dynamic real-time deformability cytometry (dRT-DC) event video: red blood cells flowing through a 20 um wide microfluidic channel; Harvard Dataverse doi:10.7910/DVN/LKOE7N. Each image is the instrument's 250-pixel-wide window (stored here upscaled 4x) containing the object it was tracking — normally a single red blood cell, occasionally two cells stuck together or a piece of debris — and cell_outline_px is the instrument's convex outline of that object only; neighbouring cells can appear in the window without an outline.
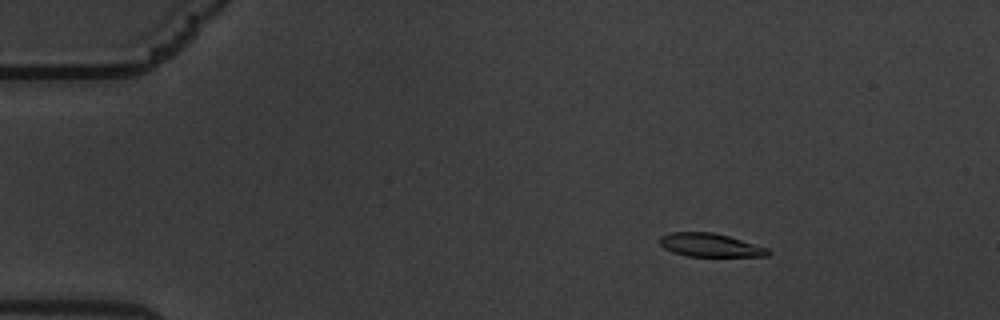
{"species": "common noctule bat (a hibernating species)", "species_latin": "Nyctalus noctula", "temperature_condition": "warm", "stored_images_in_passage": 59, "camera_frame_rate_fps": 3000, "um_per_image_px": 0.085, "animal": {"sex": "male", "body_mass_g": 19.5, "forearm_length_mm": 54.6}, "frame": {"image": 1, "passage_image": 8, "time_ms": 2.333, "image_size_px": [1000, 320], "cell_outline_px": [[772, 252], [768, 256], [684, 256], [672, 252], [664, 248], [660, 244], [660, 236], [668, 232], [712, 232], [728, 236], [768, 248]], "centroid_in_image_um": [60.34, 20.83], "position_along_channel_um": 24.7, "area_um2": 14.8}}
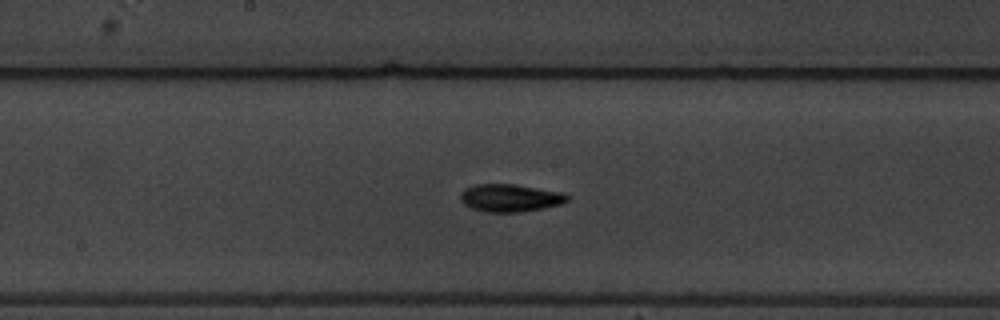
{"frame": {"image": 2, "passage_image": 31, "time_ms": 10.0, "image_size_px": [1000, 320], "cell_outline_px": [[572, 196], [568, 200], [560, 204], [544, 208], [520, 212], [484, 212], [472, 208], [464, 204], [460, 200], [460, 192], [464, 188], [472, 184], [516, 184], [564, 192]], "centroid_in_image_um": [43.36, 16.81], "position_along_channel_um": 204.8, "area_um2": 17.57}}
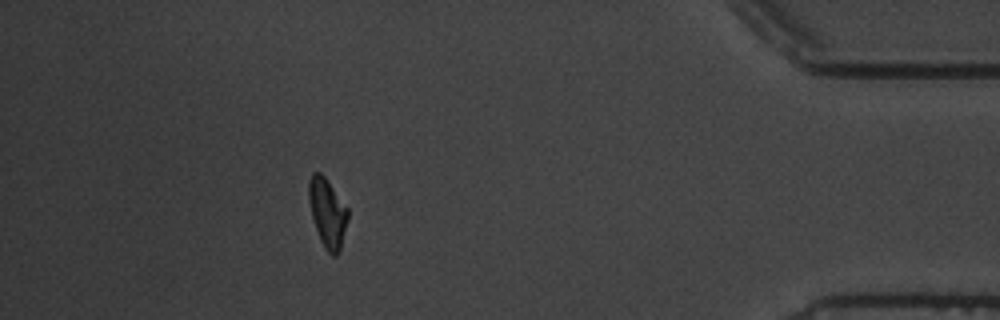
{"frame": {"image": 3, "passage_image": 53, "time_ms": 17.333, "image_size_px": [1000, 320], "cell_outline_px": [[348, 220], [340, 252], [336, 256], [332, 256], [324, 248], [320, 240], [312, 216], [308, 200], [308, 180], [312, 172], [320, 172], [324, 176], [348, 208]], "centroid_in_image_um": [27.83, 18.1], "position_along_channel_um": 407.4, "area_um2": 15.84}, "authors_computed_cell_mechanics": {"area_um2": 16.184, "velocity_mm_per_s": 3.3952, "shape_relaxation_time_tau1_ms": 5.5884, "shape_relaxation_time_tau2_ms": 5.0517, "deformation_change_tau1": 0.1722, "deformation_change_tau2": 0.1056}}